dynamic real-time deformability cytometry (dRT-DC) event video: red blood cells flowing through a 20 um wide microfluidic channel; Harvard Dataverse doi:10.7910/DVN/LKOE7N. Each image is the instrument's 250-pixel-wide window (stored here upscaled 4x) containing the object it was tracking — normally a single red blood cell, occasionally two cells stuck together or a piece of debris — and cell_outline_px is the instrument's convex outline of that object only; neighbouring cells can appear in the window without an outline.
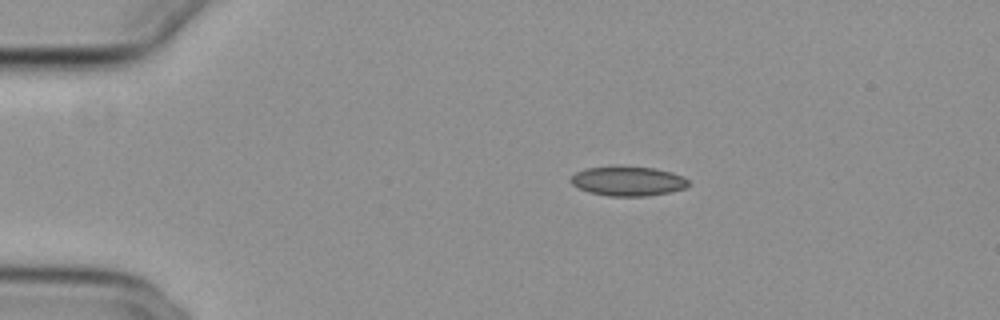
{"species": "common noctule bat (a hibernating species)", "species_latin": "Nyctalus noctula", "temperature_condition": "cold", "stored_images_in_passage": 44, "camera_frame_rate_fps": 3000, "um_per_image_px": 0.085, "animal": {"sex": "female", "body_mass_g": 29.2, "forearm_length_mm": 56.3}, "frame": {"image": 1, "passage_image": 1, "time_ms": 0.0, "image_size_px": [1000, 320], "cell_outline_px": [[688, 184], [684, 188], [672, 192], [648, 196], [608, 196], [588, 192], [572, 184], [572, 176], [576, 172], [584, 168], [616, 164], [620, 164], [652, 168], [672, 172], [684, 176], [688, 180]], "centroid_in_image_um": [53.37, 15.36], "position_along_channel_um": 31.6, "area_um2": 20.75}}
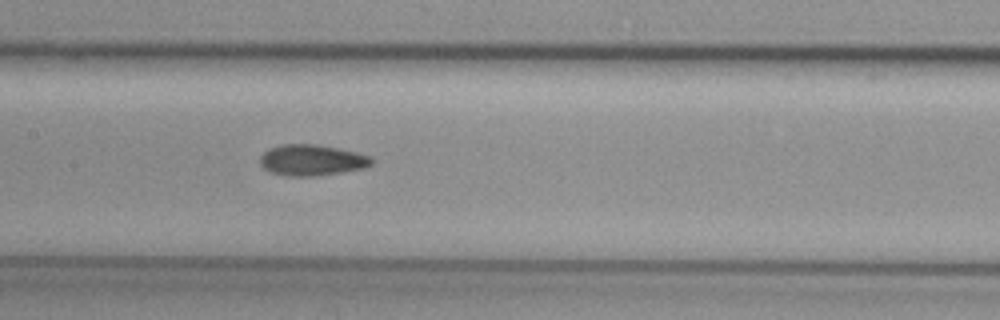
{"frame": {"image": 2, "passage_image": 17, "time_ms": 5.333, "image_size_px": [1000, 320], "cell_outline_px": [[372, 164], [364, 168], [340, 172], [312, 176], [284, 176], [268, 172], [260, 164], [260, 156], [268, 148], [280, 144], [316, 144], [356, 152], [368, 156], [372, 160]], "centroid_in_image_um": [26.43, 13.61], "position_along_channel_um": 181.0, "area_um2": 20.11}}
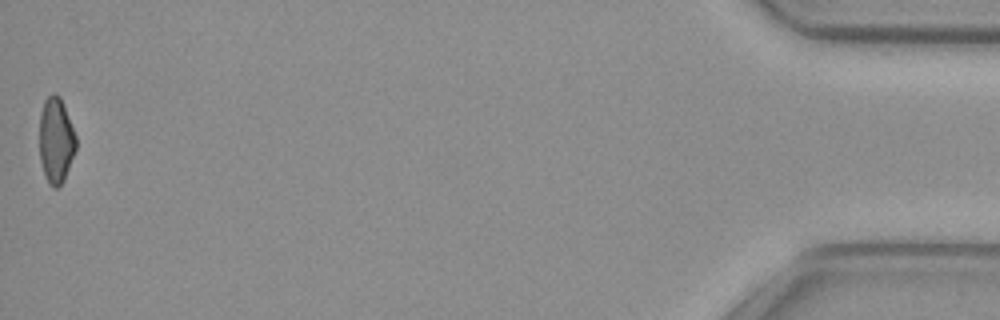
{"frame": {"image": 3, "passage_image": 44, "time_ms": 14.333, "image_size_px": [1000, 320], "cell_outline_px": [[76, 148], [64, 180], [56, 188], [52, 188], [48, 184], [44, 176], [40, 160], [40, 112], [44, 100], [52, 92], [56, 92], [60, 96], [76, 136]], "centroid_in_image_um": [4.74, 11.93], "position_along_channel_um": 430.5, "area_um2": 18.32}, "authors_computed_cell_mechanics": {"area_um2": 19.7676, "velocity_mm_per_s": 3.8601, "shape_relaxation_time_tau1_ms": 9.0967, "shape_relaxation_time_tau2_ms": 7.5342, "deformation_change_tau1": 0.1546, "deformation_change_tau2": 0.1396}}